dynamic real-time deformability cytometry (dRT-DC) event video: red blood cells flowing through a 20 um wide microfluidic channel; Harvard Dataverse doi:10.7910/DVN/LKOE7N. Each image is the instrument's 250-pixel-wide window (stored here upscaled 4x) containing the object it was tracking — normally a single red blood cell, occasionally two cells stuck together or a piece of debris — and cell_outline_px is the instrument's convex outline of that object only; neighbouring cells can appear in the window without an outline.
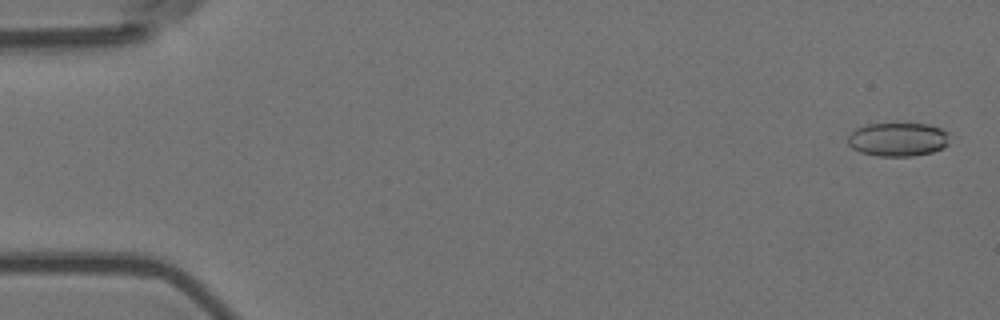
{"species": "Egyptian fruit bat (a non-hibernating species)", "species_latin": "Rousettus aegyptiacus", "temperature_condition": "room temperature", "stored_images_in_passage": 8, "camera_frame_rate_fps": 3000, "um_per_image_px": 0.085, "animal": {"sex": "female"}, "frame": {"image": 1, "passage_image": 1, "time_ms": 0.0, "image_size_px": [1000, 320], "cell_outline_px": [[948, 144], [944, 148], [932, 152], [912, 156], [880, 156], [860, 152], [852, 148], [848, 144], [848, 136], [856, 128], [868, 124], [928, 124], [940, 128], [948, 132]], "centroid_in_image_um": [76.33, 11.85], "position_along_channel_um": 8.7, "area_um2": 19.94}}
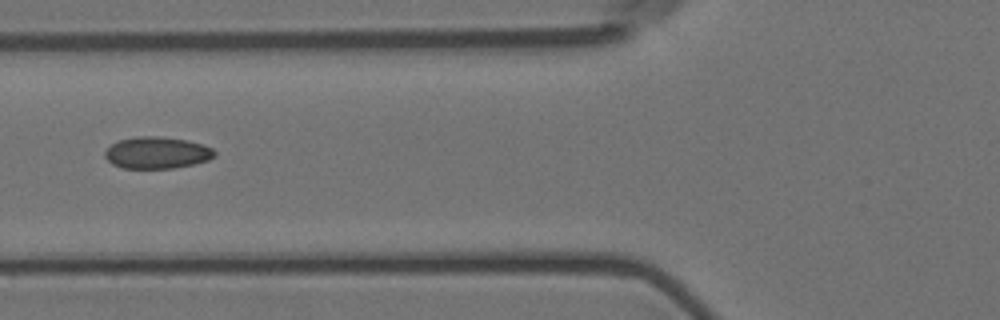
{"frame": {"image": 2, "passage_image": 6, "time_ms": 1.667, "image_size_px": [1000, 320], "cell_outline_px": [[216, 156], [208, 160], [192, 164], [172, 168], [124, 168], [112, 164], [104, 156], [104, 152], [112, 144], [120, 140], [136, 136], [160, 136], [188, 140], [204, 144], [212, 148], [216, 152]], "centroid_in_image_um": [13.36, 12.97], "position_along_channel_um": 112.4, "area_um2": 20.35}}
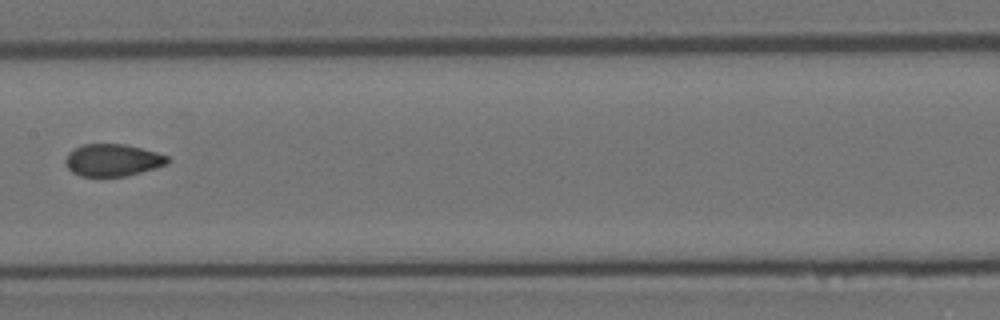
{"frame": {"image": 3, "passage_image": 8, "time_ms": 2.333, "image_size_px": [1000, 320], "cell_outline_px": [[168, 164], [156, 168], [124, 176], [80, 176], [72, 172], [64, 164], [64, 160], [68, 152], [84, 144], [124, 144], [156, 152], [168, 156]], "centroid_in_image_um": [9.55, 13.61], "position_along_channel_um": 197.9, "area_um2": 19.07}}